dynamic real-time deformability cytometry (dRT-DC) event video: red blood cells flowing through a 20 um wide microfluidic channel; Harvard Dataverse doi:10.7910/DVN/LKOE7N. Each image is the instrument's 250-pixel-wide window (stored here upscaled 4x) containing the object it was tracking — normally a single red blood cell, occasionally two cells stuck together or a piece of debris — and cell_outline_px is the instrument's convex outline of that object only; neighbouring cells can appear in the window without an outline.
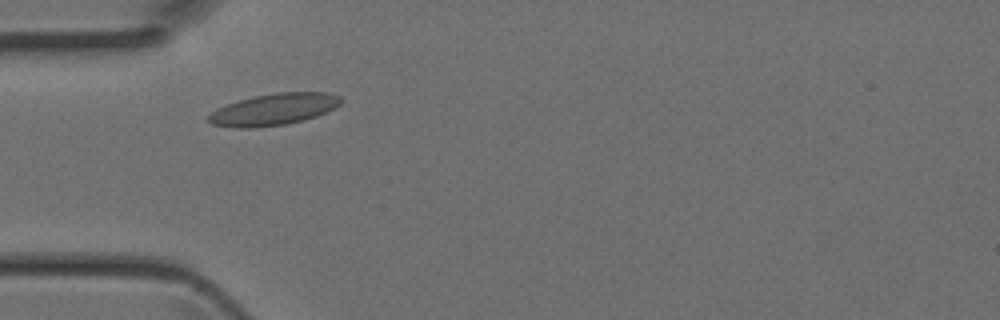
{"species": "Egyptian fruit bat (a non-hibernating species)", "species_latin": "Rousettus aegyptiacus", "temperature_condition": "room temperature", "stored_images_in_passage": 38, "camera_frame_rate_fps": 3000, "um_per_image_px": 0.085, "animal": {"sex": "female"}, "frame": {"image": 1, "passage_image": 7, "time_ms": 2.0, "image_size_px": [1000, 320], "cell_outline_px": [[344, 100], [340, 104], [316, 116], [304, 120], [284, 124], [252, 128], [236, 128], [212, 124], [204, 120], [216, 108], [252, 96], [276, 92], [328, 92], [340, 96]], "centroid_in_image_um": [23.25, 9.29], "position_along_channel_um": 61.8, "area_um2": 24.45}}
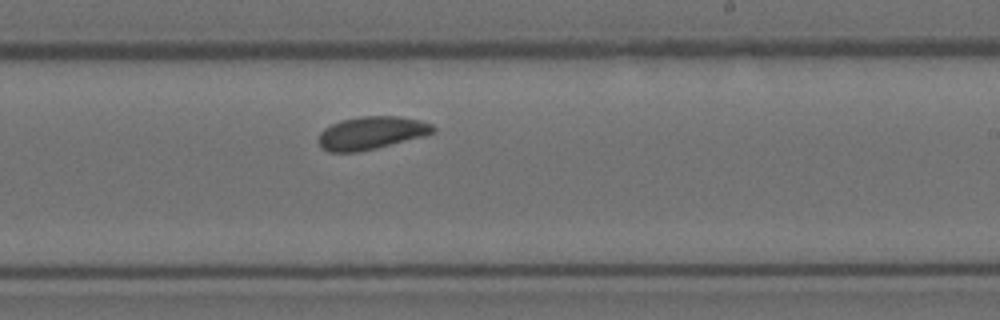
{"frame": {"image": 2, "passage_image": 20, "time_ms": 6.333, "image_size_px": [1000, 320], "cell_outline_px": [[436, 132], [424, 136], [376, 148], [356, 152], [328, 152], [320, 148], [316, 140], [320, 132], [324, 128], [340, 120], [360, 116], [396, 116], [420, 120], [432, 124], [436, 128]], "centroid_in_image_um": [31.53, 11.3], "position_along_channel_um": 257.5, "area_um2": 22.2}}
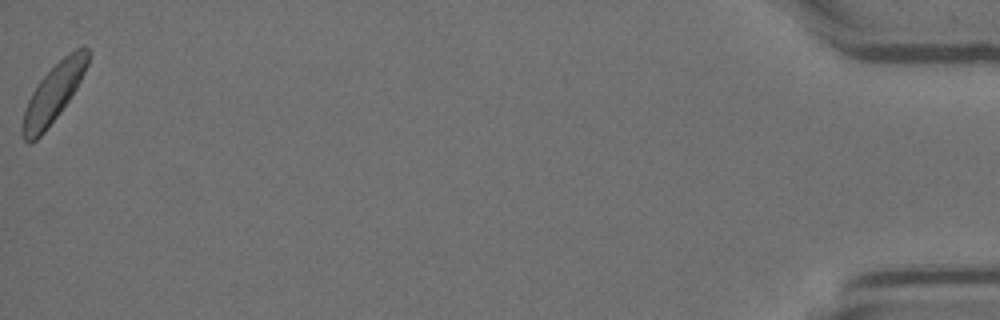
{"frame": {"image": 3, "passage_image": 38, "time_ms": 12.333, "image_size_px": [1000, 320], "cell_outline_px": [[88, 64], [76, 88], [60, 112], [44, 132], [36, 140], [28, 144], [24, 140], [20, 128], [24, 112], [28, 100], [36, 84], [68, 52], [84, 44], [88, 48]], "centroid_in_image_um": [4.52, 7.93], "position_along_channel_um": 430.7, "area_um2": 21.85}}